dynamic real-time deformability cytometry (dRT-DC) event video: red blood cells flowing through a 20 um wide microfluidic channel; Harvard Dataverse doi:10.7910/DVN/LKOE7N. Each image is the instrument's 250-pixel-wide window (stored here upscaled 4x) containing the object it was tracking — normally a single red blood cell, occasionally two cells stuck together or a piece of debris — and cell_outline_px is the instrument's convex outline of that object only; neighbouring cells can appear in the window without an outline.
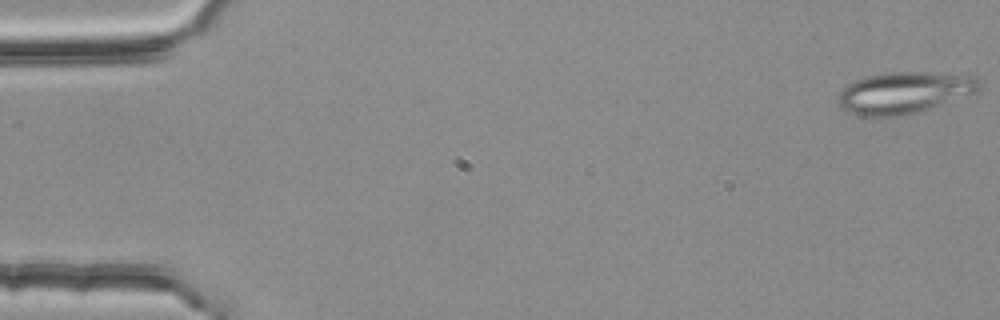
{"species": "common noctule bat (a hibernating species)", "species_latin": "Nyctalus noctula", "temperature_condition": "room temperature", "stored_images_in_passage": 8, "camera_frame_rate_fps": 3000, "um_per_image_px": 0.085, "animal": {"sex": "female", "body_mass_g": 25.1}, "frame": {"image": 1, "passage_image": 1, "time_ms": 0.0, "image_size_px": [1000, 320], "cell_outline_px": [[980, 88], [976, 92], [916, 112], [900, 116], [860, 116], [844, 108], [836, 100], [840, 92], [848, 84], [864, 76], [884, 72], [968, 72], [976, 76], [980, 80]], "centroid_in_image_um": [76.92, 7.82], "position_along_channel_um": 8.1, "area_um2": 34.45}}